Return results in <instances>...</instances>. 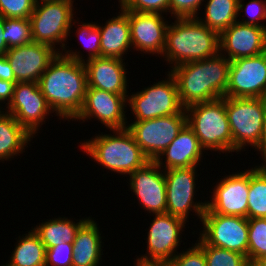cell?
Segmentation results:
<instances>
[{"label":"cell","instance_id":"obj_2","mask_svg":"<svg viewBox=\"0 0 266 266\" xmlns=\"http://www.w3.org/2000/svg\"><path fill=\"white\" fill-rule=\"evenodd\" d=\"M230 60L220 52L200 61L179 64L170 69L176 80L181 105L208 102L225 96Z\"/></svg>","mask_w":266,"mask_h":266},{"label":"cell","instance_id":"obj_10","mask_svg":"<svg viewBox=\"0 0 266 266\" xmlns=\"http://www.w3.org/2000/svg\"><path fill=\"white\" fill-rule=\"evenodd\" d=\"M186 124L185 108L174 115L142 121H128L127 129L132 133L144 155L154 161L177 137Z\"/></svg>","mask_w":266,"mask_h":266},{"label":"cell","instance_id":"obj_3","mask_svg":"<svg viewBox=\"0 0 266 266\" xmlns=\"http://www.w3.org/2000/svg\"><path fill=\"white\" fill-rule=\"evenodd\" d=\"M166 30L161 57L170 67L216 56L220 52L219 34L197 17L175 18ZM172 65V66H171Z\"/></svg>","mask_w":266,"mask_h":266},{"label":"cell","instance_id":"obj_42","mask_svg":"<svg viewBox=\"0 0 266 266\" xmlns=\"http://www.w3.org/2000/svg\"><path fill=\"white\" fill-rule=\"evenodd\" d=\"M255 151H257L258 155L260 153V156L262 158L261 161H263L261 163H266V112L263 121V133L261 137L260 146Z\"/></svg>","mask_w":266,"mask_h":266},{"label":"cell","instance_id":"obj_11","mask_svg":"<svg viewBox=\"0 0 266 266\" xmlns=\"http://www.w3.org/2000/svg\"><path fill=\"white\" fill-rule=\"evenodd\" d=\"M201 222L197 233L206 244L239 252L248 260V218L205 210Z\"/></svg>","mask_w":266,"mask_h":266},{"label":"cell","instance_id":"obj_38","mask_svg":"<svg viewBox=\"0 0 266 266\" xmlns=\"http://www.w3.org/2000/svg\"><path fill=\"white\" fill-rule=\"evenodd\" d=\"M73 243H61L46 249L45 266H72Z\"/></svg>","mask_w":266,"mask_h":266},{"label":"cell","instance_id":"obj_6","mask_svg":"<svg viewBox=\"0 0 266 266\" xmlns=\"http://www.w3.org/2000/svg\"><path fill=\"white\" fill-rule=\"evenodd\" d=\"M73 4L74 1L37 0L29 18L32 41L48 45L61 53L67 40L71 41L69 31L76 18Z\"/></svg>","mask_w":266,"mask_h":266},{"label":"cell","instance_id":"obj_1","mask_svg":"<svg viewBox=\"0 0 266 266\" xmlns=\"http://www.w3.org/2000/svg\"><path fill=\"white\" fill-rule=\"evenodd\" d=\"M54 116L72 121L80 112L87 89V73L83 62L61 53L50 62L38 81Z\"/></svg>","mask_w":266,"mask_h":266},{"label":"cell","instance_id":"obj_34","mask_svg":"<svg viewBox=\"0 0 266 266\" xmlns=\"http://www.w3.org/2000/svg\"><path fill=\"white\" fill-rule=\"evenodd\" d=\"M238 16L237 22L246 24V25H254L258 27H266L264 22L261 24L262 21L266 20V0H250L246 5L244 0H238ZM241 12L248 16L247 19L241 16ZM241 17V21H240ZM262 20V21H261Z\"/></svg>","mask_w":266,"mask_h":266},{"label":"cell","instance_id":"obj_35","mask_svg":"<svg viewBox=\"0 0 266 266\" xmlns=\"http://www.w3.org/2000/svg\"><path fill=\"white\" fill-rule=\"evenodd\" d=\"M124 11L161 13L167 15L170 13L169 0H117Z\"/></svg>","mask_w":266,"mask_h":266},{"label":"cell","instance_id":"obj_31","mask_svg":"<svg viewBox=\"0 0 266 266\" xmlns=\"http://www.w3.org/2000/svg\"><path fill=\"white\" fill-rule=\"evenodd\" d=\"M196 243L203 249L207 266H248L247 257L239 252L206 244L200 237Z\"/></svg>","mask_w":266,"mask_h":266},{"label":"cell","instance_id":"obj_23","mask_svg":"<svg viewBox=\"0 0 266 266\" xmlns=\"http://www.w3.org/2000/svg\"><path fill=\"white\" fill-rule=\"evenodd\" d=\"M119 9L118 14L106 20L105 24H97L100 30L101 57L126 60L124 56L133 49L130 39V25L128 11Z\"/></svg>","mask_w":266,"mask_h":266},{"label":"cell","instance_id":"obj_5","mask_svg":"<svg viewBox=\"0 0 266 266\" xmlns=\"http://www.w3.org/2000/svg\"><path fill=\"white\" fill-rule=\"evenodd\" d=\"M186 123L205 151L232 153V135L225 108V97L196 103L185 108Z\"/></svg>","mask_w":266,"mask_h":266},{"label":"cell","instance_id":"obj_19","mask_svg":"<svg viewBox=\"0 0 266 266\" xmlns=\"http://www.w3.org/2000/svg\"><path fill=\"white\" fill-rule=\"evenodd\" d=\"M58 52L37 42L12 47L5 56L13 70L16 82H37Z\"/></svg>","mask_w":266,"mask_h":266},{"label":"cell","instance_id":"obj_30","mask_svg":"<svg viewBox=\"0 0 266 266\" xmlns=\"http://www.w3.org/2000/svg\"><path fill=\"white\" fill-rule=\"evenodd\" d=\"M266 218V163L250 167L248 219Z\"/></svg>","mask_w":266,"mask_h":266},{"label":"cell","instance_id":"obj_47","mask_svg":"<svg viewBox=\"0 0 266 266\" xmlns=\"http://www.w3.org/2000/svg\"><path fill=\"white\" fill-rule=\"evenodd\" d=\"M265 52H266V28H265Z\"/></svg>","mask_w":266,"mask_h":266},{"label":"cell","instance_id":"obj_13","mask_svg":"<svg viewBox=\"0 0 266 266\" xmlns=\"http://www.w3.org/2000/svg\"><path fill=\"white\" fill-rule=\"evenodd\" d=\"M127 97L128 94L87 87L83 106L72 122L77 120L83 123L94 118L108 130L125 129L128 125L126 113L130 111L127 110Z\"/></svg>","mask_w":266,"mask_h":266},{"label":"cell","instance_id":"obj_29","mask_svg":"<svg viewBox=\"0 0 266 266\" xmlns=\"http://www.w3.org/2000/svg\"><path fill=\"white\" fill-rule=\"evenodd\" d=\"M205 3L203 18H197L219 35L237 21L238 0H205Z\"/></svg>","mask_w":266,"mask_h":266},{"label":"cell","instance_id":"obj_25","mask_svg":"<svg viewBox=\"0 0 266 266\" xmlns=\"http://www.w3.org/2000/svg\"><path fill=\"white\" fill-rule=\"evenodd\" d=\"M33 138L10 113L0 110V162L23 154Z\"/></svg>","mask_w":266,"mask_h":266},{"label":"cell","instance_id":"obj_16","mask_svg":"<svg viewBox=\"0 0 266 266\" xmlns=\"http://www.w3.org/2000/svg\"><path fill=\"white\" fill-rule=\"evenodd\" d=\"M224 97L266 98V52L230 61Z\"/></svg>","mask_w":266,"mask_h":266},{"label":"cell","instance_id":"obj_12","mask_svg":"<svg viewBox=\"0 0 266 266\" xmlns=\"http://www.w3.org/2000/svg\"><path fill=\"white\" fill-rule=\"evenodd\" d=\"M3 109L34 137L38 136L49 115L54 113L37 82H16L12 99Z\"/></svg>","mask_w":266,"mask_h":266},{"label":"cell","instance_id":"obj_43","mask_svg":"<svg viewBox=\"0 0 266 266\" xmlns=\"http://www.w3.org/2000/svg\"><path fill=\"white\" fill-rule=\"evenodd\" d=\"M134 266H171L170 261L144 260L136 258Z\"/></svg>","mask_w":266,"mask_h":266},{"label":"cell","instance_id":"obj_39","mask_svg":"<svg viewBox=\"0 0 266 266\" xmlns=\"http://www.w3.org/2000/svg\"><path fill=\"white\" fill-rule=\"evenodd\" d=\"M170 1V17L189 18L198 17L205 0H169ZM203 3V4H202ZM199 13V14H198Z\"/></svg>","mask_w":266,"mask_h":266},{"label":"cell","instance_id":"obj_27","mask_svg":"<svg viewBox=\"0 0 266 266\" xmlns=\"http://www.w3.org/2000/svg\"><path fill=\"white\" fill-rule=\"evenodd\" d=\"M76 27H77V30H75L76 31L75 36L78 35L77 37L79 38L80 43L82 42L81 44H83L84 48L88 50L86 51V53L88 52L86 55L87 58H85L83 53L80 52L81 50L79 51L78 49L72 50L71 48H69V46H67V44L64 46L61 54L63 56H66L70 59H73L79 62H84L92 58L101 57L100 30H99V27L97 26V23L93 21L91 23L90 22L84 23V21L81 22L80 19L76 18L72 21L68 37H71L70 34L73 33L71 32V30L72 29L74 30Z\"/></svg>","mask_w":266,"mask_h":266},{"label":"cell","instance_id":"obj_33","mask_svg":"<svg viewBox=\"0 0 266 266\" xmlns=\"http://www.w3.org/2000/svg\"><path fill=\"white\" fill-rule=\"evenodd\" d=\"M3 28L4 41L8 48L32 42L30 19L3 17Z\"/></svg>","mask_w":266,"mask_h":266},{"label":"cell","instance_id":"obj_14","mask_svg":"<svg viewBox=\"0 0 266 266\" xmlns=\"http://www.w3.org/2000/svg\"><path fill=\"white\" fill-rule=\"evenodd\" d=\"M232 173V174H231ZM217 180L213 194L206 201V210L215 214L248 218L250 169L231 172Z\"/></svg>","mask_w":266,"mask_h":266},{"label":"cell","instance_id":"obj_8","mask_svg":"<svg viewBox=\"0 0 266 266\" xmlns=\"http://www.w3.org/2000/svg\"><path fill=\"white\" fill-rule=\"evenodd\" d=\"M154 83L128 95L127 105L135 117L133 121L179 114L184 109L176 80L170 71H167L165 79Z\"/></svg>","mask_w":266,"mask_h":266},{"label":"cell","instance_id":"obj_24","mask_svg":"<svg viewBox=\"0 0 266 266\" xmlns=\"http://www.w3.org/2000/svg\"><path fill=\"white\" fill-rule=\"evenodd\" d=\"M98 225L94 217L89 216L78 229L73 242L72 266H99L104 260L101 258L104 242Z\"/></svg>","mask_w":266,"mask_h":266},{"label":"cell","instance_id":"obj_40","mask_svg":"<svg viewBox=\"0 0 266 266\" xmlns=\"http://www.w3.org/2000/svg\"><path fill=\"white\" fill-rule=\"evenodd\" d=\"M15 83L16 82H10L0 79V110L10 103L13 96Z\"/></svg>","mask_w":266,"mask_h":266},{"label":"cell","instance_id":"obj_7","mask_svg":"<svg viewBox=\"0 0 266 266\" xmlns=\"http://www.w3.org/2000/svg\"><path fill=\"white\" fill-rule=\"evenodd\" d=\"M225 108L232 135V152L254 151L260 146L266 98L225 97ZM244 149V150H243Z\"/></svg>","mask_w":266,"mask_h":266},{"label":"cell","instance_id":"obj_36","mask_svg":"<svg viewBox=\"0 0 266 266\" xmlns=\"http://www.w3.org/2000/svg\"><path fill=\"white\" fill-rule=\"evenodd\" d=\"M37 0H0V15L4 18L29 19Z\"/></svg>","mask_w":266,"mask_h":266},{"label":"cell","instance_id":"obj_21","mask_svg":"<svg viewBox=\"0 0 266 266\" xmlns=\"http://www.w3.org/2000/svg\"><path fill=\"white\" fill-rule=\"evenodd\" d=\"M87 73V87L115 94H129L127 63L118 58L96 57L83 62ZM128 79V80H127Z\"/></svg>","mask_w":266,"mask_h":266},{"label":"cell","instance_id":"obj_26","mask_svg":"<svg viewBox=\"0 0 266 266\" xmlns=\"http://www.w3.org/2000/svg\"><path fill=\"white\" fill-rule=\"evenodd\" d=\"M81 218L77 220L68 219V217H55L40 222L36 227H32L34 232L40 238V241L45 245L46 249L57 246L61 243H73L75 235L80 226L88 219ZM77 221V222H76Z\"/></svg>","mask_w":266,"mask_h":266},{"label":"cell","instance_id":"obj_4","mask_svg":"<svg viewBox=\"0 0 266 266\" xmlns=\"http://www.w3.org/2000/svg\"><path fill=\"white\" fill-rule=\"evenodd\" d=\"M79 142V148L100 164L116 174L129 176L150 161L127 129H113ZM113 135H112V134Z\"/></svg>","mask_w":266,"mask_h":266},{"label":"cell","instance_id":"obj_41","mask_svg":"<svg viewBox=\"0 0 266 266\" xmlns=\"http://www.w3.org/2000/svg\"><path fill=\"white\" fill-rule=\"evenodd\" d=\"M0 79L10 82H16L13 70L5 54L0 55Z\"/></svg>","mask_w":266,"mask_h":266},{"label":"cell","instance_id":"obj_32","mask_svg":"<svg viewBox=\"0 0 266 266\" xmlns=\"http://www.w3.org/2000/svg\"><path fill=\"white\" fill-rule=\"evenodd\" d=\"M266 256V218L248 219V262Z\"/></svg>","mask_w":266,"mask_h":266},{"label":"cell","instance_id":"obj_37","mask_svg":"<svg viewBox=\"0 0 266 266\" xmlns=\"http://www.w3.org/2000/svg\"><path fill=\"white\" fill-rule=\"evenodd\" d=\"M178 252L171 260V266H207L203 249L197 244Z\"/></svg>","mask_w":266,"mask_h":266},{"label":"cell","instance_id":"obj_46","mask_svg":"<svg viewBox=\"0 0 266 266\" xmlns=\"http://www.w3.org/2000/svg\"><path fill=\"white\" fill-rule=\"evenodd\" d=\"M1 266H14V265L10 264L9 262H6L5 264H2Z\"/></svg>","mask_w":266,"mask_h":266},{"label":"cell","instance_id":"obj_45","mask_svg":"<svg viewBox=\"0 0 266 266\" xmlns=\"http://www.w3.org/2000/svg\"><path fill=\"white\" fill-rule=\"evenodd\" d=\"M255 266H266V256L259 258L255 263Z\"/></svg>","mask_w":266,"mask_h":266},{"label":"cell","instance_id":"obj_44","mask_svg":"<svg viewBox=\"0 0 266 266\" xmlns=\"http://www.w3.org/2000/svg\"><path fill=\"white\" fill-rule=\"evenodd\" d=\"M3 17L0 15V55H4L9 49L4 41Z\"/></svg>","mask_w":266,"mask_h":266},{"label":"cell","instance_id":"obj_18","mask_svg":"<svg viewBox=\"0 0 266 266\" xmlns=\"http://www.w3.org/2000/svg\"><path fill=\"white\" fill-rule=\"evenodd\" d=\"M165 18L161 13L128 11L130 39L134 51L162 56L166 44V30L170 24Z\"/></svg>","mask_w":266,"mask_h":266},{"label":"cell","instance_id":"obj_20","mask_svg":"<svg viewBox=\"0 0 266 266\" xmlns=\"http://www.w3.org/2000/svg\"><path fill=\"white\" fill-rule=\"evenodd\" d=\"M265 28L235 22L219 35L220 53L228 60L265 52Z\"/></svg>","mask_w":266,"mask_h":266},{"label":"cell","instance_id":"obj_22","mask_svg":"<svg viewBox=\"0 0 266 266\" xmlns=\"http://www.w3.org/2000/svg\"><path fill=\"white\" fill-rule=\"evenodd\" d=\"M205 153L207 154L195 133L186 123L154 162L163 170L200 166Z\"/></svg>","mask_w":266,"mask_h":266},{"label":"cell","instance_id":"obj_9","mask_svg":"<svg viewBox=\"0 0 266 266\" xmlns=\"http://www.w3.org/2000/svg\"><path fill=\"white\" fill-rule=\"evenodd\" d=\"M198 167L164 170L167 193L166 213L180 217L186 222H189L188 219L192 211L195 213H193L194 216H198L197 219H200L199 223H201L206 210L207 200L202 202V200L200 201L195 197V195L197 196L196 192H198V188H196L198 184L197 177L199 176L197 173Z\"/></svg>","mask_w":266,"mask_h":266},{"label":"cell","instance_id":"obj_28","mask_svg":"<svg viewBox=\"0 0 266 266\" xmlns=\"http://www.w3.org/2000/svg\"><path fill=\"white\" fill-rule=\"evenodd\" d=\"M17 238L8 262L14 266H45L46 248L34 230Z\"/></svg>","mask_w":266,"mask_h":266},{"label":"cell","instance_id":"obj_15","mask_svg":"<svg viewBox=\"0 0 266 266\" xmlns=\"http://www.w3.org/2000/svg\"><path fill=\"white\" fill-rule=\"evenodd\" d=\"M152 222L147 230L145 239L146 253L137 256L138 259L170 261L181 246L182 235L186 228V221L180 217L162 213L153 214ZM178 248V249H177Z\"/></svg>","mask_w":266,"mask_h":266},{"label":"cell","instance_id":"obj_17","mask_svg":"<svg viewBox=\"0 0 266 266\" xmlns=\"http://www.w3.org/2000/svg\"><path fill=\"white\" fill-rule=\"evenodd\" d=\"M129 190L138 205L150 215L166 213L167 193L164 170L154 161H148L129 176Z\"/></svg>","mask_w":266,"mask_h":266}]
</instances>
